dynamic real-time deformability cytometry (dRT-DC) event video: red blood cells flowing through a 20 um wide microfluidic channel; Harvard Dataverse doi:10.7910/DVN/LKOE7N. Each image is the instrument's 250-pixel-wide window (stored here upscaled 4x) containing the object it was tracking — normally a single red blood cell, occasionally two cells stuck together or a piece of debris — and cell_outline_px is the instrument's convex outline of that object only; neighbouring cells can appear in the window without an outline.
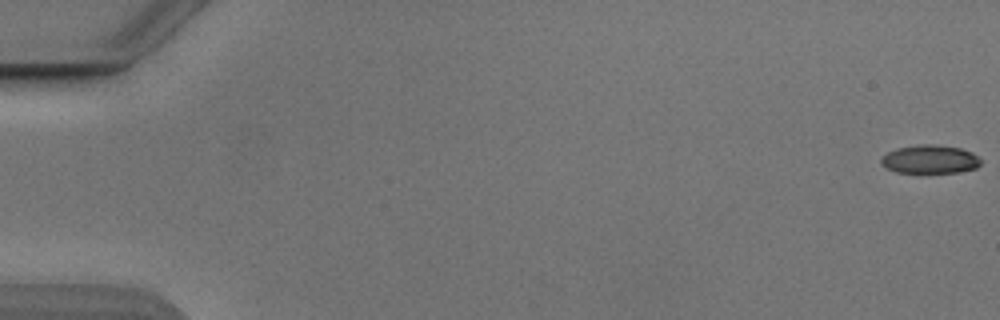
{"species": "Egyptian fruit bat (a non-hibernating species)", "species_latin": "Rousettus aegyptiacus", "temperature_condition": "cold", "stored_images_in_passage": 52, "camera_frame_rate_fps": 3000, "um_per_image_px": 0.085, "animal": {"sex": "male"}, "frame": {"image": 1, "passage_image": 1, "time_ms": 0.0, "image_size_px": [1000, 320], "cell_outline_px": [[980, 164], [976, 168], [956, 172], [896, 172], [880, 164], [880, 160], [888, 152], [896, 148], [920, 144], [936, 144], [960, 148], [972, 152], [980, 160]], "centroid_in_image_um": [79.03, 13.52], "position_along_channel_um": 6.0, "area_um2": 16.36}}
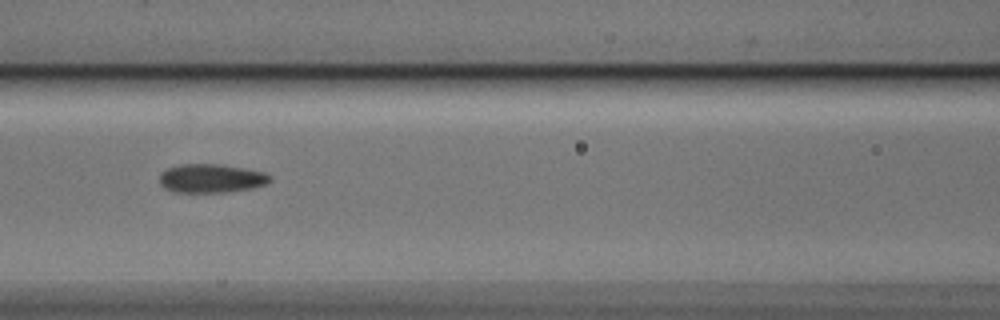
{"frame": {"image": 2, "passage_image": 25, "time_ms": 8.0, "image_size_px": [1000, 320], "cell_outline_px": [[272, 180], [264, 184], [252, 188], [228, 192], [172, 192], [164, 188], [160, 184], [160, 176], [168, 168], [180, 164], [220, 164], [244, 168], [264, 172], [272, 176]], "centroid_in_image_um": [17.96, 15.16], "position_along_channel_um": 148.6, "area_um2": 18.5}}
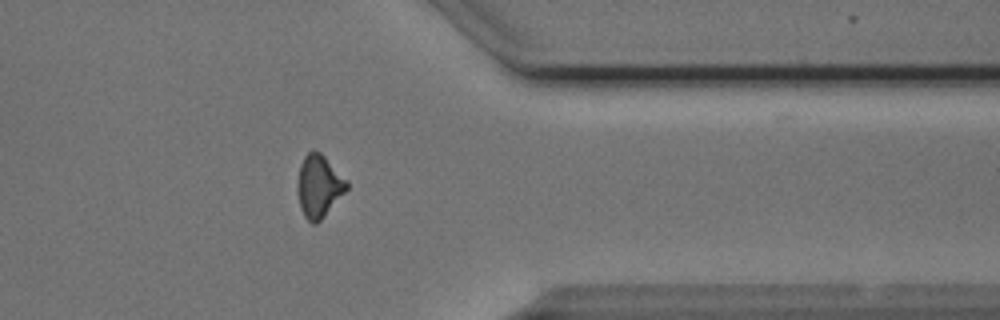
{"frame": {"image": 3, "passage_image": 44, "time_ms": 14.333, "image_size_px": [1000, 320], "cell_outline_px": [[348, 188], [324, 216], [316, 224], [312, 224], [304, 216], [300, 208], [296, 184], [300, 164], [304, 156], [308, 152], [320, 152], [348, 180]], "centroid_in_image_um": [27.09, 15.83], "position_along_channel_um": 384.3, "area_um2": 17.86}, "authors_computed_cell_mechanics": {"area_um2": 17.8313, "velocity_mm_per_s": 3.8814, "shape_relaxation_time_tau1_ms": 5.2774, "shape_relaxation_time_tau2_ms": 2.0183, "deformation_change_tau1": 0.1458, "deformation_change_tau2": 0.095}}